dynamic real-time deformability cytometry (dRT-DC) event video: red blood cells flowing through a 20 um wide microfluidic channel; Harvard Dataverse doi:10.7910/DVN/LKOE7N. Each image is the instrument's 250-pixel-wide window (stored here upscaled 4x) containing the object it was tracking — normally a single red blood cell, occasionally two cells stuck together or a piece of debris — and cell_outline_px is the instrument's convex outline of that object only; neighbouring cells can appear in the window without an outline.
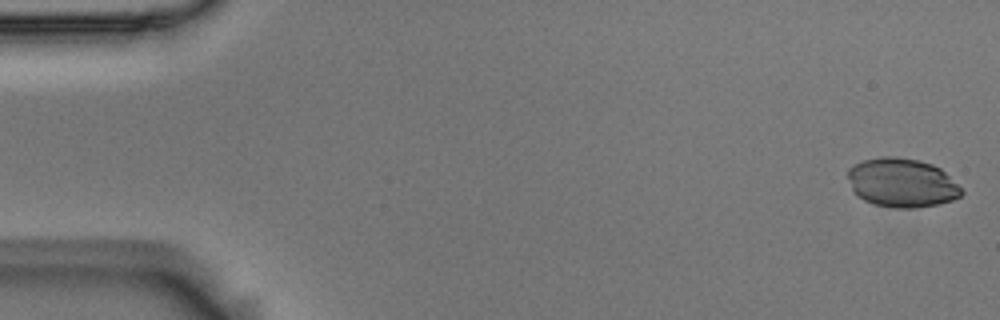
{"species": "Egyptian fruit bat (a non-hibernating species)", "species_latin": "Rousettus aegyptiacus", "temperature_condition": "room temperature", "stored_images_in_passage": 54, "camera_frame_rate_fps": 3000, "um_per_image_px": 0.085, "animal": {"sex": "male"}, "frame": {"image": 1, "passage_image": 1, "time_ms": 0.0, "image_size_px": [1000, 320], "cell_outline_px": [[964, 192], [960, 196], [952, 200], [936, 204], [912, 208], [896, 208], [876, 204], [864, 200], [852, 188], [848, 176], [848, 168], [864, 160], [884, 156], [896, 156], [920, 160], [932, 164], [940, 168]], "centroid_in_image_um": [76.66, 15.52], "position_along_channel_um": 8.3, "area_um2": 31.96}}
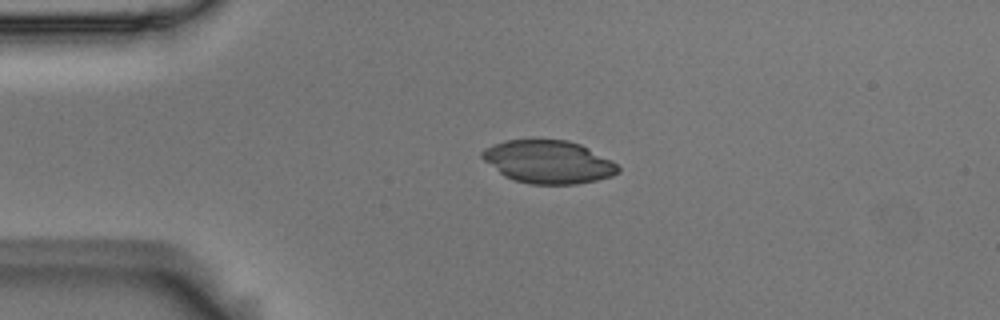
{"frame": {"image": 2, "passage_image": 12, "time_ms": 3.667, "image_size_px": [1000, 320], "cell_outline_px": [[620, 172], [612, 176], [596, 180], [576, 184], [528, 184], [512, 180], [504, 176], [484, 160], [480, 156], [480, 152], [484, 148], [492, 144], [504, 140], [568, 140], [580, 144], [612, 160], [620, 168]], "centroid_in_image_um": [46.59, 13.76], "position_along_channel_um": 38.4, "area_um2": 34.16}}